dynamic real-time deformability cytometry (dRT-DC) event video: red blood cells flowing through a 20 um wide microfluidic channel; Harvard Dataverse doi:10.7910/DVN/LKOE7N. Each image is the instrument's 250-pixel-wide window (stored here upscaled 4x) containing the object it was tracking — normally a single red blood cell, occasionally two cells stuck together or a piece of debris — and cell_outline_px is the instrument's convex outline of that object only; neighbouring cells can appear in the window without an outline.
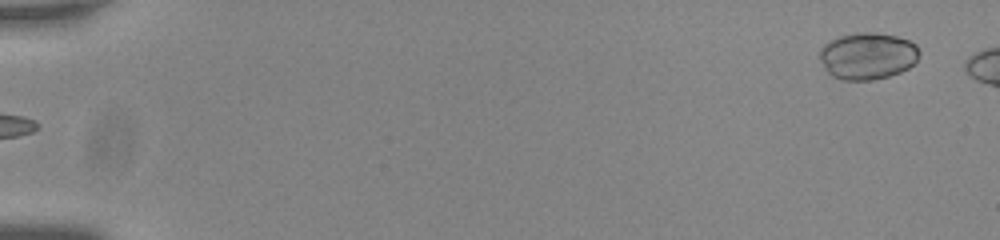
{"species": "common noctule bat (a hibernating species)", "species_latin": "Nyctalus noctula", "temperature_condition": "room temperature", "stored_images_in_passage": 50, "camera_frame_rate_fps": 3000, "um_per_image_px": 0.085, "animal": {"sex": "male", "body_mass_g": 20.0, "forearm_length_mm": 53.3}, "frame": {"image": 1, "passage_image": 1, "time_ms": 0.0, "image_size_px": [1000, 240], "cell_outline_px": [[920, 52], [916, 60], [908, 68], [900, 72], [888, 76], [872, 80], [840, 80], [832, 76], [828, 72], [820, 60], [820, 48], [824, 44], [840, 36], [860, 32], [872, 32], [896, 36], [908, 40], [916, 44]], "centroid_in_image_um": [73.74, 4.76], "position_along_channel_um": 11.3, "area_um2": 27.11}}
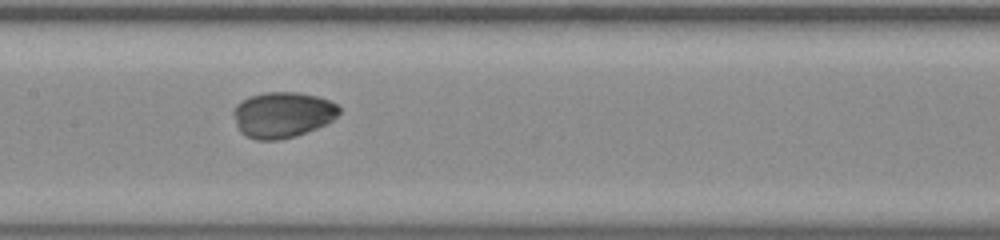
{"frame": {"image": 2, "passage_image": 28, "time_ms": 9.0, "image_size_px": [1000, 240], "cell_outline_px": [[340, 112], [332, 120], [316, 128], [296, 136], [280, 140], [256, 140], [240, 132], [236, 124], [232, 112], [236, 104], [240, 100], [248, 96], [264, 92], [300, 92], [316, 96], [328, 100], [336, 104], [340, 108]], "centroid_in_image_um": [23.98, 9.74], "position_along_channel_um": 183.4, "area_um2": 28.32}}
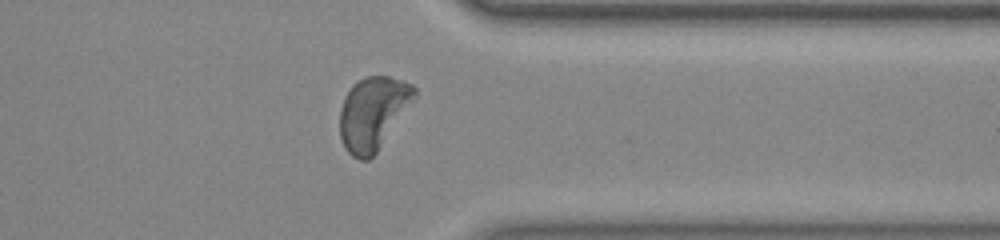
{"frame": {"image": 3, "passage_image": 44, "time_ms": 14.333, "image_size_px": [1000, 240], "cell_outline_px": [[416, 96], [376, 152], [368, 160], [360, 160], [352, 156], [344, 148], [340, 136], [340, 108], [344, 96], [352, 84], [356, 80], [364, 76], [388, 76], [404, 80], [412, 84], [416, 88]], "centroid_in_image_um": [31.67, 9.59], "position_along_channel_um": 379.7, "area_um2": 31.67}}